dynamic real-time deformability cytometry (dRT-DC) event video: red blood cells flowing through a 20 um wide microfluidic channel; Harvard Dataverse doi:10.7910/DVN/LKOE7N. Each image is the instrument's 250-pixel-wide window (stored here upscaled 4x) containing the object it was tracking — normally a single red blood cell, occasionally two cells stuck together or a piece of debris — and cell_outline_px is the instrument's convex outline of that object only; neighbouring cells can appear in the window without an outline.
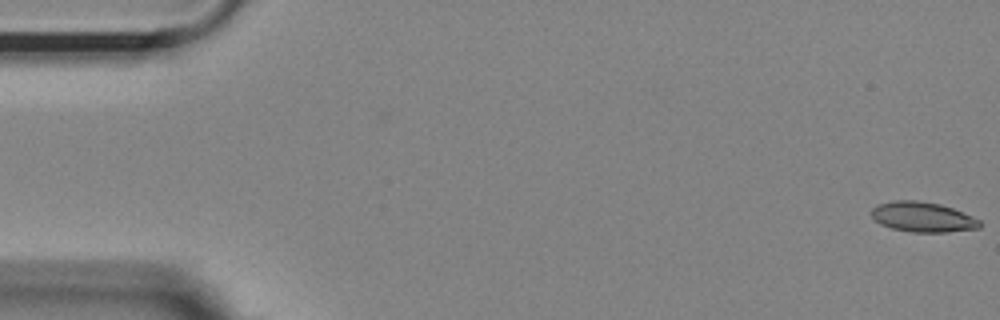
{"species": "Egyptian fruit bat (a non-hibernating species)", "species_latin": "Rousettus aegyptiacus", "temperature_condition": "room temperature", "stored_images_in_passage": 55, "camera_frame_rate_fps": 3000, "um_per_image_px": 0.085, "animal": {"sex": "female"}, "frame": {"image": 1, "passage_image": 1, "time_ms": 0.0, "image_size_px": [1000, 320], "cell_outline_px": [[980, 228], [948, 232], [912, 232], [892, 228], [880, 224], [872, 216], [872, 208], [876, 204], [896, 200], [916, 200], [940, 204], [952, 208], [972, 216], [980, 220]], "centroid_in_image_um": [78.42, 18.44], "position_along_channel_um": 6.6, "area_um2": 18.9}}
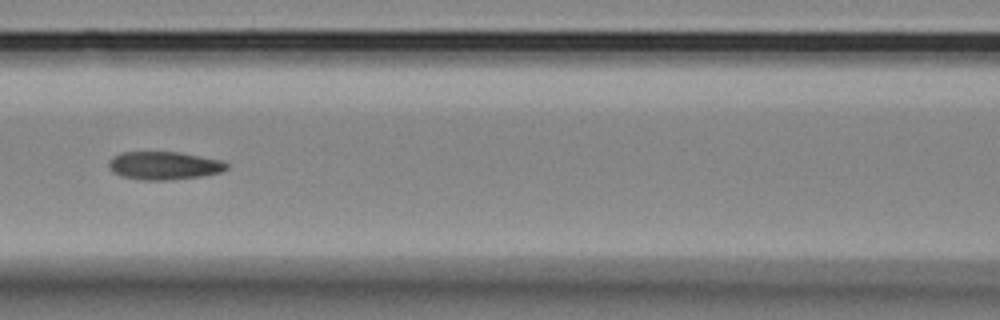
{"frame": {"image": 2, "passage_image": 24, "time_ms": 7.667, "image_size_px": [1000, 320], "cell_outline_px": [[228, 168], [220, 172], [200, 176], [168, 180], [140, 180], [120, 176], [112, 172], [108, 168], [108, 160], [112, 156], [120, 152], [180, 152], [220, 160], [228, 164]], "centroid_in_image_um": [13.87, 14.07], "position_along_channel_um": 152.7, "area_um2": 19.42}}
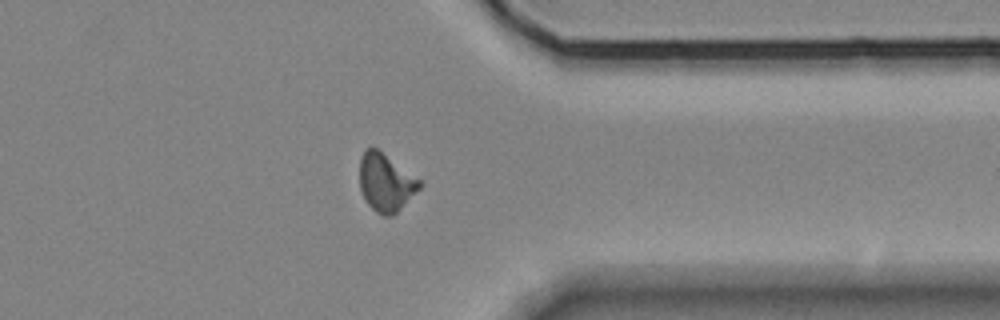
{"frame": {"image": 3, "passage_image": 43, "time_ms": 14.0, "image_size_px": [1000, 320], "cell_outline_px": [[424, 184], [392, 216], [384, 216], [376, 212], [364, 200], [360, 188], [360, 156], [364, 148], [376, 148], [420, 180]], "centroid_in_image_um": [32.76, 15.51], "position_along_channel_um": 378.6, "area_um2": 19.94}, "authors_computed_cell_mechanics": {"area_um2": 19.3052, "velocity_mm_per_s": 3.6743, "shape_relaxation_time_tau1_ms": null, "shape_relaxation_time_tau2_ms": 3.3193, "deformation_change_tau1": null, "deformation_change_tau2": 0.0987}}